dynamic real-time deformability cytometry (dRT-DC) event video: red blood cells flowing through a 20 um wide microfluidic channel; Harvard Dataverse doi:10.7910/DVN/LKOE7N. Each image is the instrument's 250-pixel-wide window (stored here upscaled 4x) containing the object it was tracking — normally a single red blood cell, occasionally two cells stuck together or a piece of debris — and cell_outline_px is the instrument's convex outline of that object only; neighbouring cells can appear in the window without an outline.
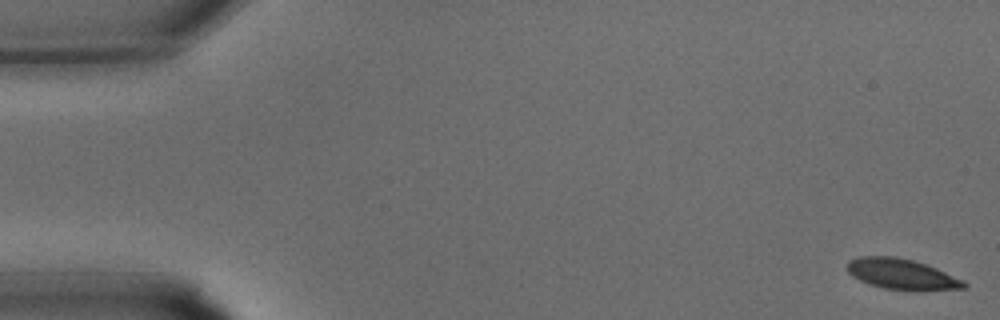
{"species": "common noctule bat (a hibernating species)", "species_latin": "Nyctalus noctula", "temperature_condition": "warm", "stored_images_in_passage": 11, "camera_frame_rate_fps": 3000, "um_per_image_px": 0.085, "animal": {"sex": "male", "body_mass_g": 15.6}, "frame": {"image": 1, "passage_image": 1, "time_ms": 0.0, "image_size_px": [1000, 320], "cell_outline_px": [[968, 284], [964, 288], [920, 292], [916, 292], [884, 288], [868, 284], [852, 276], [848, 272], [848, 260], [860, 256], [896, 256], [912, 260], [936, 268], [964, 280]], "centroid_in_image_um": [76.67, 23.33], "position_along_channel_um": 8.3, "area_um2": 21.15}}
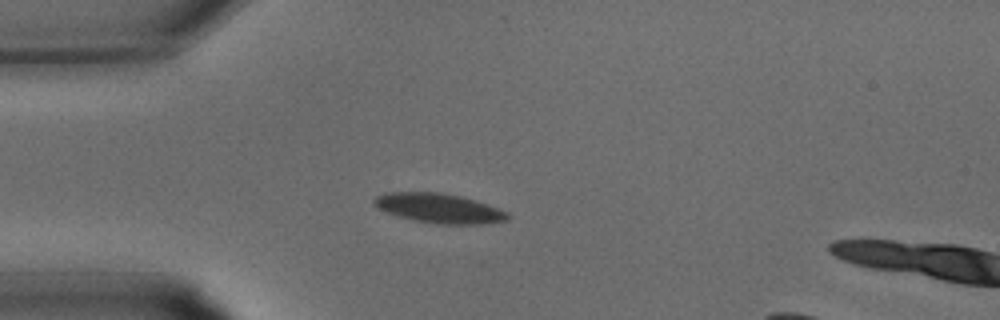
{"frame": {"image": 2, "passage_image": 9, "time_ms": 2.667, "image_size_px": [1000, 320], "cell_outline_px": [[508, 220], [480, 224], [440, 224], [416, 220], [400, 216], [376, 208], [372, 204], [372, 200], [376, 196], [384, 192], [440, 192], [460, 196], [476, 200], [488, 204], [508, 212]], "centroid_in_image_um": [37.3, 17.68], "position_along_channel_um": 47.7, "area_um2": 22.95}}